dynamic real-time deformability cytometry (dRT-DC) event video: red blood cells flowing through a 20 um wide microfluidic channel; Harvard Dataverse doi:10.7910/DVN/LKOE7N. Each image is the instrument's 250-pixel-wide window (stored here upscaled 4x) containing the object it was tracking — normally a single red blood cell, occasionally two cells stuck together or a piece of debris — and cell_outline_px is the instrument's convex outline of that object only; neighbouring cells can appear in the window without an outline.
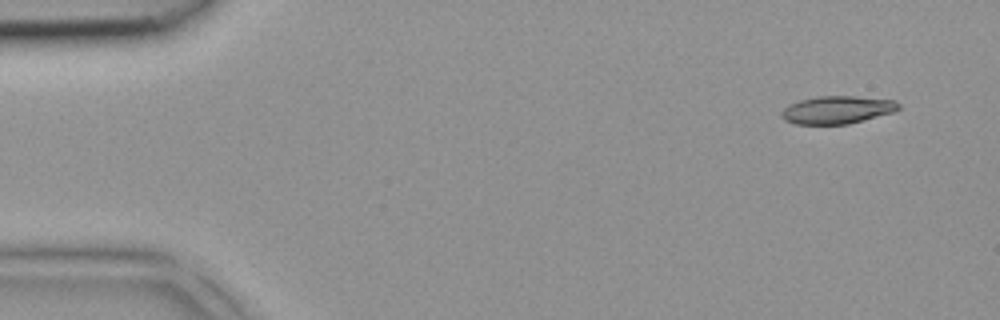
{"species": "common noctule bat (a hibernating species)", "species_latin": "Nyctalus noctula", "temperature_condition": "room temperature", "stored_images_in_passage": 5, "camera_frame_rate_fps": 3000, "um_per_image_px": 0.085, "animal": {"sex": "female", "body_mass_g": 18.4}, "frame": {"image": 1, "passage_image": 1, "time_ms": 0.0, "image_size_px": [1000, 320], "cell_outline_px": [[900, 108], [892, 112], [848, 124], [796, 124], [784, 120], [780, 116], [780, 112], [788, 104], [800, 100], [820, 96], [856, 96], [892, 100], [900, 104]], "centroid_in_image_um": [71.11, 9.33], "position_along_channel_um": 13.9, "area_um2": 18.84}}
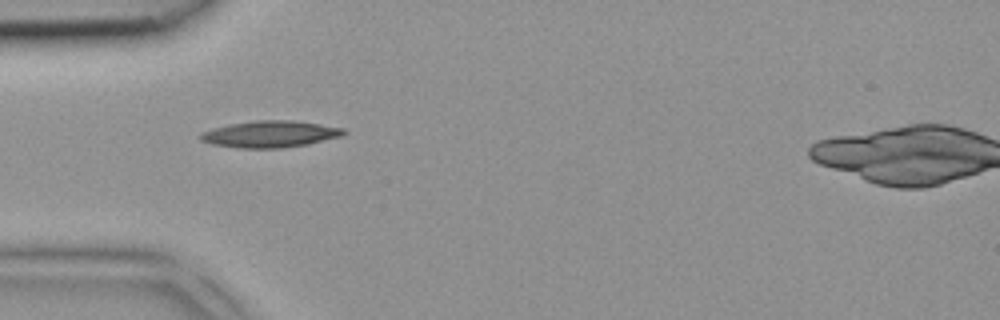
{"frame": {"image": 2, "passage_image": 4, "time_ms": 1.0, "image_size_px": [1000, 320], "cell_outline_px": [[348, 132], [344, 136], [308, 144], [280, 148], [240, 148], [212, 144], [200, 140], [200, 132], [212, 128], [228, 124], [256, 120], [292, 120], [344, 128]], "centroid_in_image_um": [22.97, 11.39], "position_along_channel_um": 62.0, "area_um2": 22.37}}